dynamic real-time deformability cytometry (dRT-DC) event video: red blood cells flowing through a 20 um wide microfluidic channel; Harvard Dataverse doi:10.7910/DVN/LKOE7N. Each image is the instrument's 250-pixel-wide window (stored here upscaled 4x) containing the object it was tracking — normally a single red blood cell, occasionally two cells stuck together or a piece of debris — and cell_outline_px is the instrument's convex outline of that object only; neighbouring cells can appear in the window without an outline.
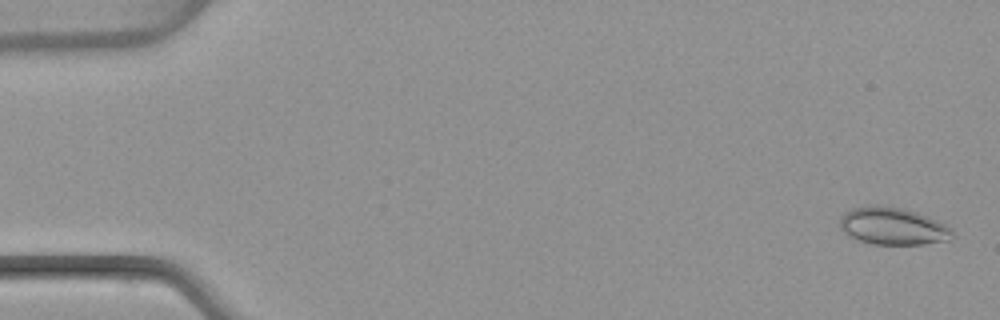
{"species": "common noctule bat (a hibernating species)", "species_latin": "Nyctalus noctula", "temperature_condition": "warm", "stored_images_in_passage": 51, "camera_frame_rate_fps": 3000, "um_per_image_px": 0.085, "animal": {"sex": "female", "body_mass_g": 22.7, "forearm_length_mm": 54.2}, "frame": {"image": 1, "passage_image": 2, "time_ms": 0.333, "image_size_px": [1000, 320], "cell_outline_px": [[952, 236], [948, 240], [924, 244], [872, 244], [848, 236], [840, 228], [840, 216], [844, 212], [852, 208], [876, 204], [880, 204], [904, 208], [928, 216], [952, 228]], "centroid_in_image_um": [75.86, 19.2], "position_along_channel_um": 9.1, "area_um2": 24.62}}
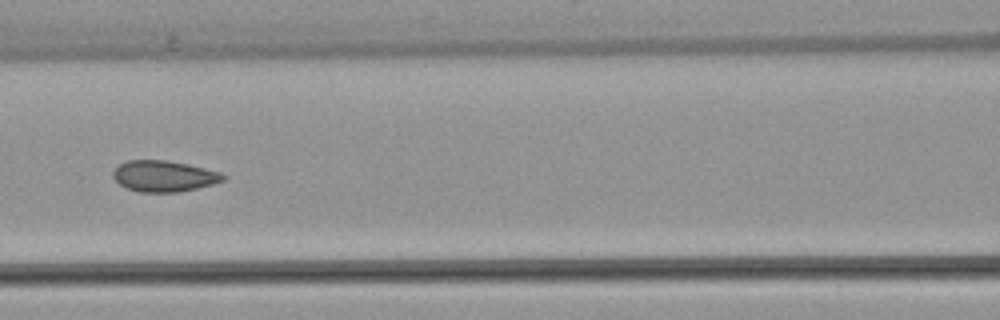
{"frame": {"image": 2, "passage_image": 23, "time_ms": 7.333, "image_size_px": [1000, 320], "cell_outline_px": [[224, 180], [212, 184], [180, 192], [140, 192], [128, 188], [120, 184], [112, 176], [112, 172], [120, 164], [128, 160], [164, 160], [188, 164], [220, 172], [224, 176]], "centroid_in_image_um": [13.92, 14.97], "position_along_channel_um": 152.7, "area_um2": 19.71}}
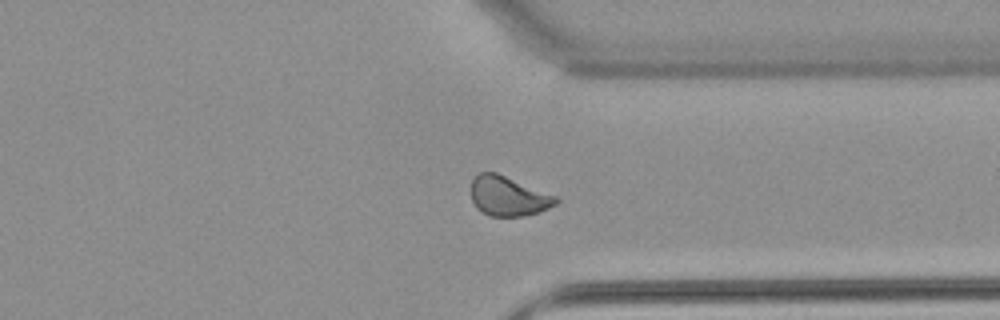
{"frame": {"image": 3, "passage_image": 39, "time_ms": 12.667, "image_size_px": [1000, 320], "cell_outline_px": [[560, 200], [556, 204], [540, 212], [524, 216], [488, 216], [480, 212], [476, 208], [472, 200], [472, 180], [480, 172], [496, 172], [556, 196]], "centroid_in_image_um": [43.2, 16.69], "position_along_channel_um": 368.2, "area_um2": 19.59}, "authors_computed_cell_mechanics": {"area_um2": 20.1722, "velocity_mm_per_s": 4.0638, "shape_relaxation_time_tau1_ms": 9.5467, "shape_relaxation_time_tau2_ms": 0.8017, "deformation_change_tau1": 0.1591, "deformation_change_tau2": 0.0378}}